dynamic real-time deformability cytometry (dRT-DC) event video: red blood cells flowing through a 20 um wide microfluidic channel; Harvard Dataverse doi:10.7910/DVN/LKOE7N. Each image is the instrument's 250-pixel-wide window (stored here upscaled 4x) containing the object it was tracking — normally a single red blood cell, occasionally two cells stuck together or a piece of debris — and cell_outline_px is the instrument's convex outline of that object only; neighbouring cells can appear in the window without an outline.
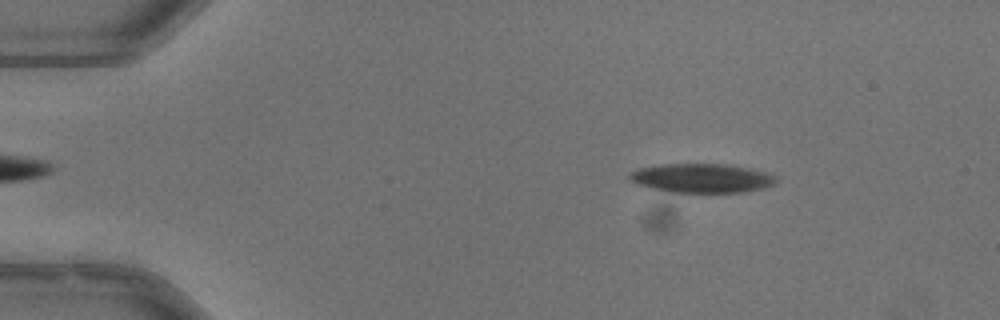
{"species": "common noctule bat (a hibernating species)", "species_latin": "Nyctalus noctula", "temperature_condition": "warm", "stored_images_in_passage": 52, "camera_frame_rate_fps": 3000, "um_per_image_px": 0.085, "animal": {"sex": "male", "body_mass_g": 13.3}, "frame": {"image": 1, "passage_image": 8, "time_ms": 2.333, "image_size_px": [1000, 320], "cell_outline_px": [[776, 184], [764, 188], [744, 192], [676, 192], [652, 188], [640, 184], [632, 180], [628, 176], [632, 172], [640, 168], [664, 164], [732, 164], [764, 172], [776, 176]], "centroid_in_image_um": [59.72, 15.14], "position_along_channel_um": 25.3, "area_um2": 24.51}}
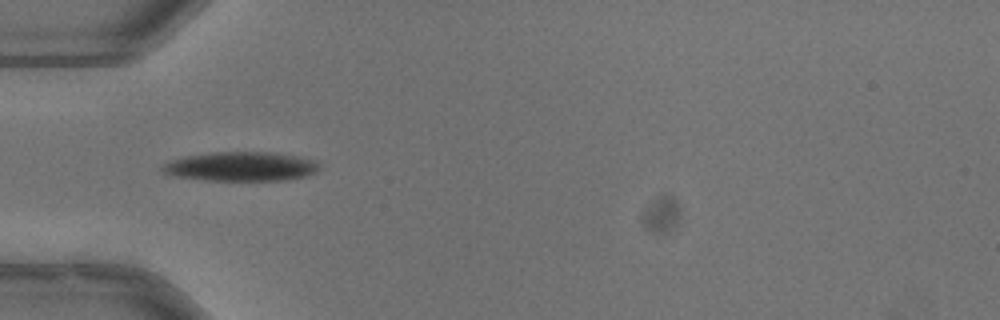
{"frame": {"image": 2, "passage_image": 17, "time_ms": 5.333, "image_size_px": [1000, 320], "cell_outline_px": [[320, 168], [316, 172], [304, 176], [284, 180], [204, 180], [172, 176], [164, 172], [160, 168], [160, 164], [184, 156], [212, 152], [272, 152], [300, 156], [316, 160], [320, 164]], "centroid_in_image_um": [20.47, 14.14], "position_along_channel_um": 64.5, "area_um2": 26.99}}
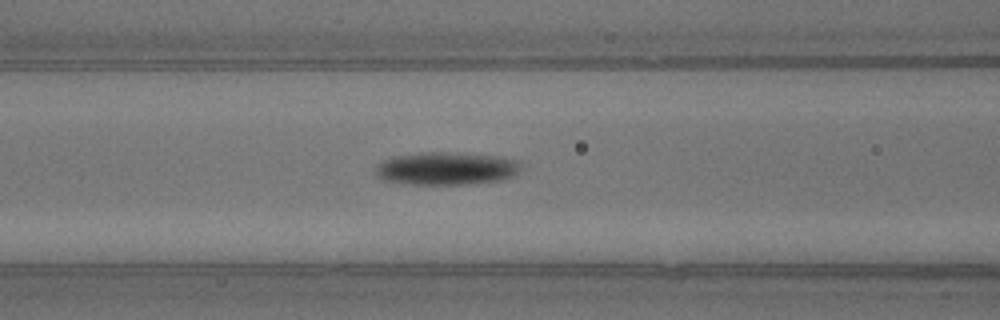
{"frame": {"image": 3, "passage_image": 22, "time_ms": 7.0, "image_size_px": [1000, 320], "cell_outline_px": [[524, 168], [520, 172], [504, 180], [468, 184], [408, 184], [384, 180], [376, 176], [376, 168], [384, 160], [396, 156], [420, 152], [464, 152], [504, 156], [520, 160]], "centroid_in_image_um": [38.07, 14.3], "position_along_channel_um": 128.5, "area_um2": 28.5}, "authors_computed_cell_mechanics": {"area_um2": 25.8077, "velocity_mm_per_s": 3.9322, "shape_relaxation_time_tau1_ms": 3.7074, "shape_relaxation_time_tau2_ms": null, "deformation_change_tau1": 0.1179, "deformation_change_tau2": null}}